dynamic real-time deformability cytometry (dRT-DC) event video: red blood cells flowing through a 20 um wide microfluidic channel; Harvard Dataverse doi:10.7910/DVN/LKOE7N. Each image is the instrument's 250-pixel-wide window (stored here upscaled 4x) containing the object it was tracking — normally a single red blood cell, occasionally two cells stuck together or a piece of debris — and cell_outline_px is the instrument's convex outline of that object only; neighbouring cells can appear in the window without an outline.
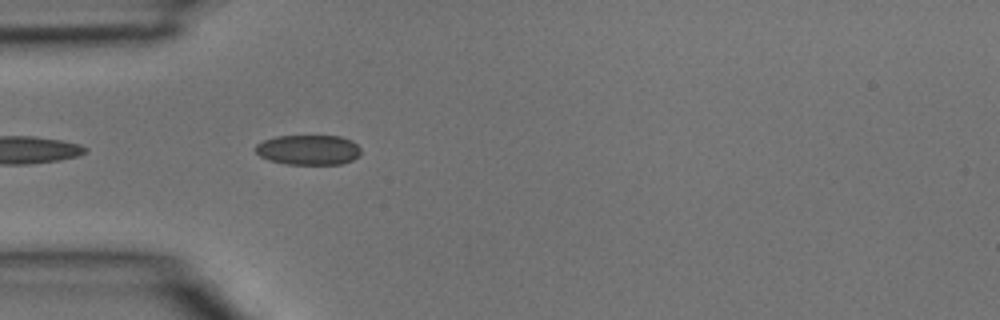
{"species": "common noctule bat (a hibernating species)", "species_latin": "Nyctalus noctula", "temperature_condition": "room temperature", "stored_images_in_passage": 4, "segment_of_instrument_passage": [2, 2], "camera_frame_rate_fps": 3000, "um_per_image_px": 0.085, "animal": {"sex": "male", "body_mass_g": 15.6}, "frame": {"image": 1, "passage_image": 4, "time_ms": 1.0, "image_size_px": [1000, 320], "cell_outline_px": [[360, 152], [352, 160], [340, 164], [288, 164], [268, 160], [260, 156], [256, 152], [256, 144], [264, 140], [276, 136], [340, 136], [352, 140], [360, 148]], "centroid_in_image_um": [26.2, 12.73], "position_along_channel_um": 58.8, "area_um2": 18.32}}